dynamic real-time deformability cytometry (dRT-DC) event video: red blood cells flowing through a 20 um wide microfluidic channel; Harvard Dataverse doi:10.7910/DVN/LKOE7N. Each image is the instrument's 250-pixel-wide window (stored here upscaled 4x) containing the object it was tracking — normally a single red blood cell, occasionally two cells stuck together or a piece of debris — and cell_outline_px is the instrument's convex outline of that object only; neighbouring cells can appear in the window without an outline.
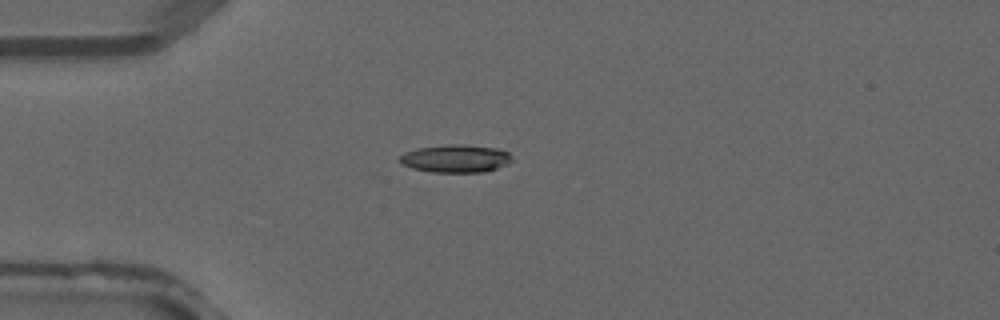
{"species": "common noctule bat (a hibernating species)", "species_latin": "Nyctalus noctula", "temperature_condition": "warm", "stored_images_in_passage": 2, "camera_frame_rate_fps": 3000, "um_per_image_px": 0.085, "animal": {"sex": "male", "forearm_length_mm": 52.5}, "frame": {"image": 1, "passage_image": 2, "time_ms": 0.333, "image_size_px": [1000, 320], "cell_outline_px": [[512, 160], [508, 164], [484, 172], [432, 172], [412, 168], [396, 160], [404, 152], [416, 148], [448, 144], [464, 144], [496, 148], [508, 152], [512, 156]], "centroid_in_image_um": [38.72, 13.47], "position_along_channel_um": 46.3, "area_um2": 18.32}}